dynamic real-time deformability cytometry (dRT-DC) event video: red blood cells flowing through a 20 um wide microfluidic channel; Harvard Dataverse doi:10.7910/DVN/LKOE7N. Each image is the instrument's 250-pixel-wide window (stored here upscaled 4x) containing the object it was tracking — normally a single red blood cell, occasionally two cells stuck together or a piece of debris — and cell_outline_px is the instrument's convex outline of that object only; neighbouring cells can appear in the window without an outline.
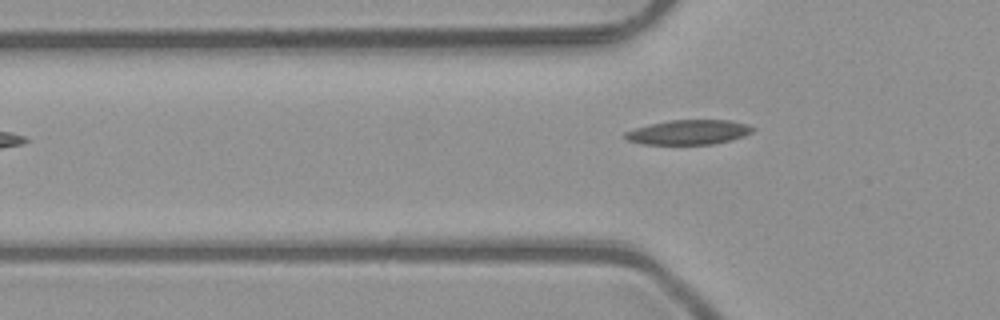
{"species": "common noctule bat (a hibernating species)", "species_latin": "Nyctalus noctula", "temperature_condition": "room temperature", "stored_images_in_passage": 2, "camera_frame_rate_fps": 3000, "um_per_image_px": 0.085, "animal": {"sex": "male", "body_mass_g": 23.1, "forearm_length_mm": 52.7}, "frame": {"image": 1, "passage_image": 2, "time_ms": 0.333, "image_size_px": [1000, 320], "cell_outline_px": [[756, 128], [752, 132], [744, 136], [732, 140], [712, 144], [640, 144], [628, 140], [624, 136], [624, 132], [648, 124], [668, 120], [728, 120], [748, 124]], "centroid_in_image_um": [58.55, 11.23], "position_along_channel_um": 67.3, "area_um2": 18.44}}